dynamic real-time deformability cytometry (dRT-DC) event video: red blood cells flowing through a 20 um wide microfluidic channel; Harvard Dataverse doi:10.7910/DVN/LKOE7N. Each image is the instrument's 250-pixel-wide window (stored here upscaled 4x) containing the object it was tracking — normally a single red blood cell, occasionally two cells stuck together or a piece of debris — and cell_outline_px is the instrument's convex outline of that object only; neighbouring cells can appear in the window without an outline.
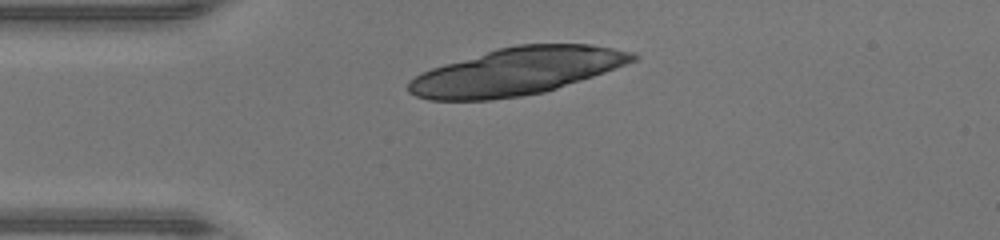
{"species": "human", "species_latin": "Homo sapiens", "temperature_condition": "warm", "stored_images_in_passage": 30, "camera_frame_rate_fps": 3000, "um_per_image_px": 0.085, "donor": {"sex": "male"}, "frame": {"image": 1, "passage_image": 1, "time_ms": 0.0, "image_size_px": [1000, 240], "cell_outline_px": [[640, 56], [636, 60], [604, 72], [544, 92], [520, 96], [488, 100], [428, 100], [416, 96], [408, 92], [408, 80], [432, 68], [444, 64], [496, 48], [516, 44], [592, 44], [636, 52]], "centroid_in_image_um": [43.92, 6.06], "position_along_channel_um": 41.1, "area_um2": 61.5}}